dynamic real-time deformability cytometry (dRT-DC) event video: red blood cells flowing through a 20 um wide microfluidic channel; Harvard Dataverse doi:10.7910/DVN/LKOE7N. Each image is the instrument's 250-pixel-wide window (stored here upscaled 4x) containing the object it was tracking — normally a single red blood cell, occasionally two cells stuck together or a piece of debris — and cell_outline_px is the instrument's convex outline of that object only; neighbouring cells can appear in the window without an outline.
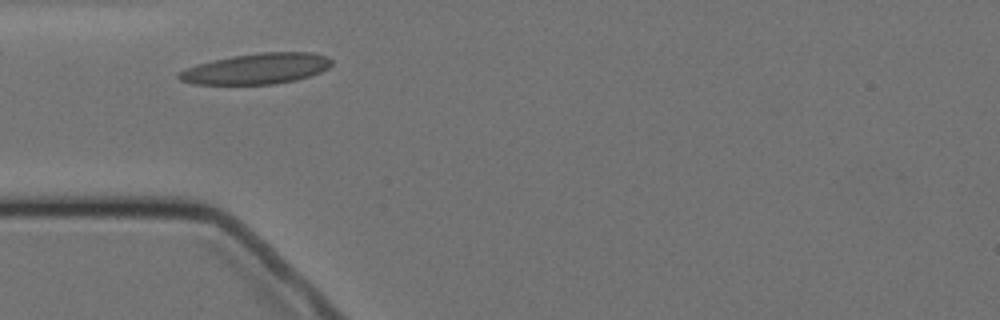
{"species": "Egyptian fruit bat (a non-hibernating species)", "species_latin": "Rousettus aegyptiacus", "temperature_condition": "cold", "stored_images_in_passage": 2, "camera_frame_rate_fps": 3000, "um_per_image_px": 0.085, "animal": {"sex": "female"}, "frame": {"image": 1, "passage_image": 1, "time_ms": 0.0, "image_size_px": [1000, 320], "cell_outline_px": [[332, 64], [328, 68], [320, 72], [296, 80], [272, 84], [196, 84], [180, 80], [176, 76], [176, 72], [184, 68], [232, 56], [260, 52], [312, 52], [328, 56], [332, 60]], "centroid_in_image_um": [21.82, 5.83], "position_along_channel_um": 63.2, "area_um2": 27.28}}
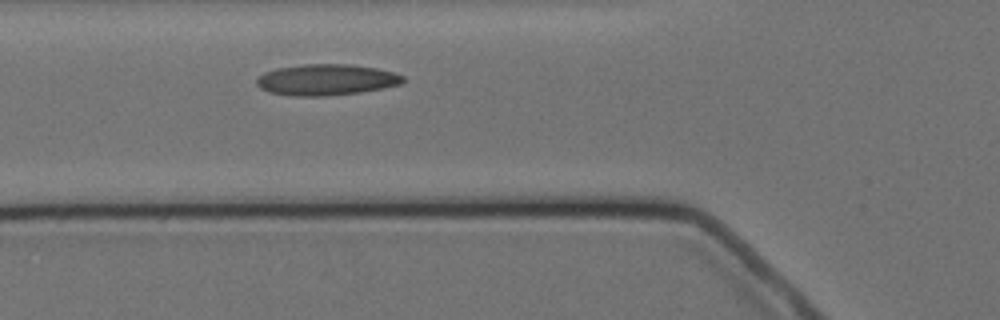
{"frame": {"image": 2, "passage_image": 2, "time_ms": 1.0, "image_size_px": [1000, 320], "cell_outline_px": [[404, 80], [400, 84], [360, 92], [328, 96], [288, 96], [268, 92], [260, 88], [256, 84], [256, 80], [264, 72], [276, 68], [304, 64], [348, 64], [376, 68], [392, 72], [404, 76]], "centroid_in_image_um": [27.68, 6.78], "position_along_channel_um": 98.1, "area_um2": 26.53}}